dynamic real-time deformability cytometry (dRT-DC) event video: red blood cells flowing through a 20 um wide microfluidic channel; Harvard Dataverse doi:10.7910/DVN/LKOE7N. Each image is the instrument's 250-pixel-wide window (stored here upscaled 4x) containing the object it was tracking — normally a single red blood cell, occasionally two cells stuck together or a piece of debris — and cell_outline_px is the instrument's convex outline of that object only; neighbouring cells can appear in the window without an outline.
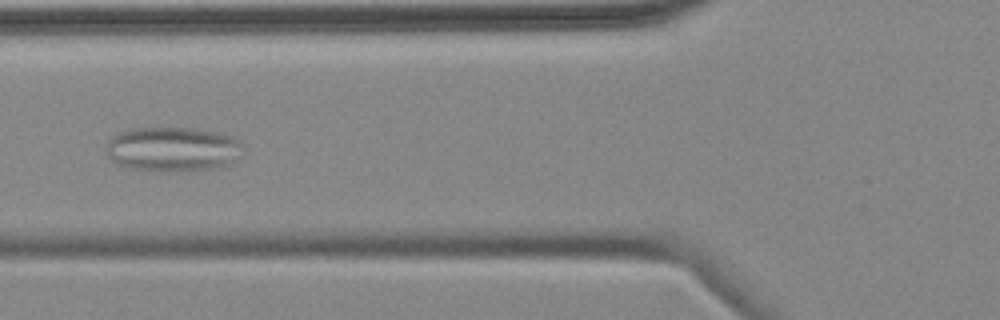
{"species": "common noctule bat (a hibernating species)", "species_latin": "Nyctalus noctula", "temperature_condition": "cold", "stored_images_in_passage": 6, "camera_frame_rate_fps": 3000, "um_per_image_px": 0.085, "animal": {"sex": "female", "body_mass_g": 18.4}, "frame": {"image": 1, "passage_image": 6, "time_ms": 6.667, "image_size_px": [1000, 320], "cell_outline_px": [[244, 148], [232, 164], [224, 168], [196, 172], [168, 172], [132, 168], [120, 164], [112, 160], [108, 156], [108, 140], [120, 132], [136, 128], [196, 128], [216, 132], [232, 136], [244, 144]], "centroid_in_image_um": [14.8, 12.71], "position_along_channel_um": 111.0, "area_um2": 36.13}}